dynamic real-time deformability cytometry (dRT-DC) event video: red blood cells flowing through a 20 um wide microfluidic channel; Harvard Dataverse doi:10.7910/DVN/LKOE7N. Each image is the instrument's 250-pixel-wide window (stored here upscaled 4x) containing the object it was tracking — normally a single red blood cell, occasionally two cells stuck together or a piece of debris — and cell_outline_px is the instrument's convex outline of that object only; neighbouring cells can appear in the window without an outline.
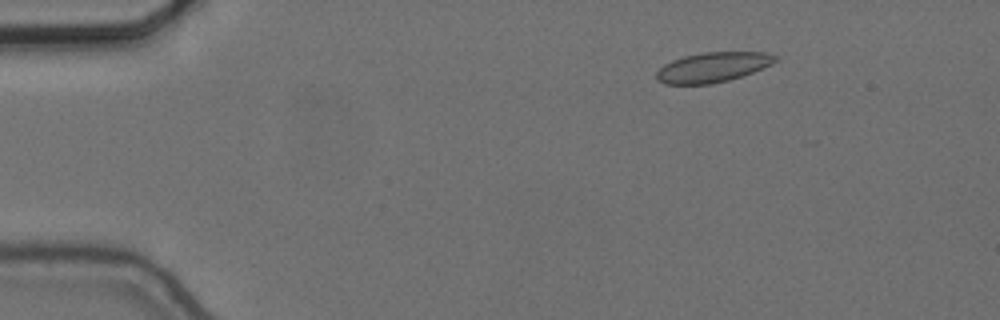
{"species": "common noctule bat (a hibernating species)", "species_latin": "Nyctalus noctula", "temperature_condition": "cold", "stored_images_in_passage": 57, "camera_frame_rate_fps": 3000, "um_per_image_px": 0.085, "animal": {"sex": "female", "body_mass_g": 24.6, "forearm_length_mm": 56.2}, "frame": {"image": 1, "passage_image": 9, "time_ms": 2.667, "image_size_px": [1000, 320], "cell_outline_px": [[776, 60], [772, 64], [752, 72], [728, 80], [712, 84], [664, 84], [656, 80], [656, 72], [664, 64], [672, 60], [684, 56], [704, 52], [768, 52], [776, 56]], "centroid_in_image_um": [60.55, 5.71], "position_along_channel_um": 24.5, "area_um2": 20.63}}
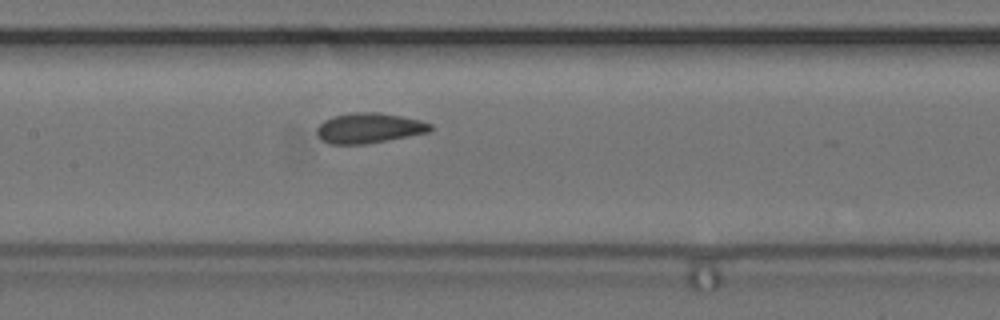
{"frame": {"image": 2, "passage_image": 28, "time_ms": 9.0, "image_size_px": [1000, 320], "cell_outline_px": [[432, 128], [428, 132], [408, 136], [364, 144], [328, 144], [320, 140], [316, 132], [316, 128], [324, 120], [332, 116], [352, 112], [380, 112], [420, 120], [432, 124]], "centroid_in_image_um": [31.31, 10.88], "position_along_channel_um": 176.1, "area_um2": 20.0}}
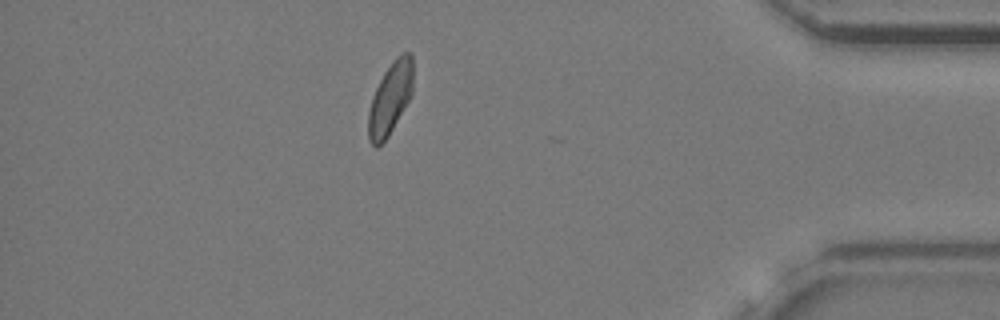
{"frame": {"image": 3, "passage_image": 50, "time_ms": 16.333, "image_size_px": [1000, 320], "cell_outline_px": [[412, 96], [388, 136], [376, 148], [368, 140], [368, 112], [372, 96], [384, 72], [392, 60], [396, 56], [404, 52], [412, 52]], "centroid_in_image_um": [33.17, 8.35], "position_along_channel_um": 402.0, "area_um2": 18.84}, "authors_computed_cell_mechanics": {"area_um2": 19.9988, "velocity_mm_per_s": 3.6408, "shape_relaxation_time_tau1_ms": 2.858, "shape_relaxation_time_tau2_ms": 1.4581, "deformation_change_tau1": 0.0641, "deformation_change_tau2": 0.0558}}